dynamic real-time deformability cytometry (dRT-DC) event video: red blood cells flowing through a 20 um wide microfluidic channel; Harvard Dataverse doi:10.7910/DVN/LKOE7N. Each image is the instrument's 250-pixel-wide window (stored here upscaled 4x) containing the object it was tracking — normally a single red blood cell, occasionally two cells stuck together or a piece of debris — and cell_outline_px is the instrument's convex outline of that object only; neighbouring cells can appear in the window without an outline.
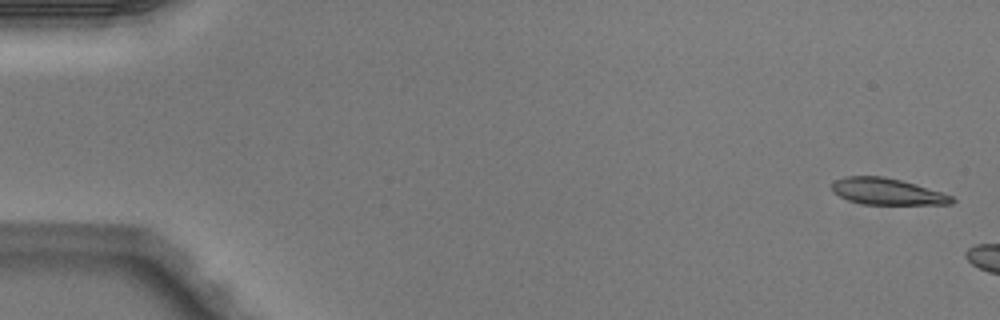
{"species": "Egyptian fruit bat (a non-hibernating species)", "species_latin": "Rousettus aegyptiacus", "temperature_condition": "warm", "stored_images_in_passage": 6, "camera_frame_rate_fps": 3000, "um_per_image_px": 0.085, "animal": {"sex": "male"}, "frame": {"image": 1, "passage_image": 2, "time_ms": 0.333, "image_size_px": [1000, 320], "cell_outline_px": [[956, 200], [952, 204], [864, 204], [848, 200], [832, 192], [832, 184], [836, 180], [844, 176], [884, 176], [916, 184], [952, 196]], "centroid_in_image_um": [75.39, 16.28], "position_along_channel_um": 9.6, "area_um2": 18.38}}